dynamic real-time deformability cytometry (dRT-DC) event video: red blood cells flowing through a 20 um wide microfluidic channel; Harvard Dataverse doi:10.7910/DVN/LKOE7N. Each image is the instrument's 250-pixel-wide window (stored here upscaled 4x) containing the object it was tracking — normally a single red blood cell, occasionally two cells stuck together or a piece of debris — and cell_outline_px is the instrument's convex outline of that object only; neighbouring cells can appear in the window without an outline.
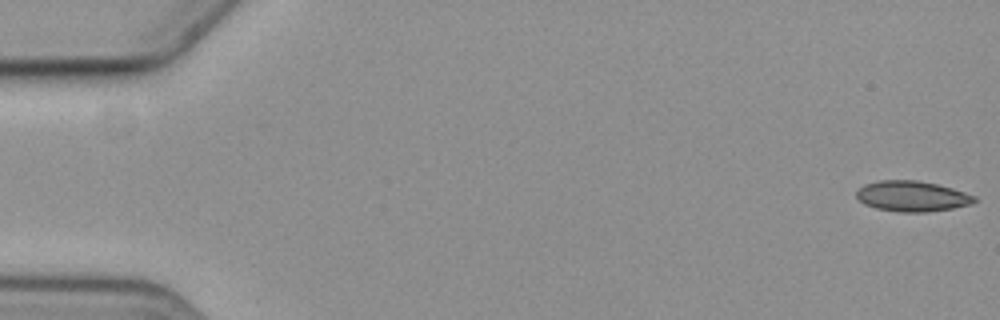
{"species": "common noctule bat (a hibernating species)", "species_latin": "Nyctalus noctula", "temperature_condition": "cold", "stored_images_in_passage": 7, "camera_frame_rate_fps": 3000, "um_per_image_px": 0.085, "animal": {"sex": "female", "body_mass_g": 19.3, "forearm_length_mm": 54.1}, "frame": {"image": 1, "passage_image": 1, "time_ms": 0.0, "image_size_px": [1000, 320], "cell_outline_px": [[976, 200], [968, 204], [952, 208], [924, 212], [900, 212], [876, 208], [864, 204], [856, 196], [856, 192], [864, 184], [880, 180], [916, 180], [936, 184], [952, 188], [976, 196]], "centroid_in_image_um": [77.49, 16.67], "position_along_channel_um": 7.5, "area_um2": 20.75}}
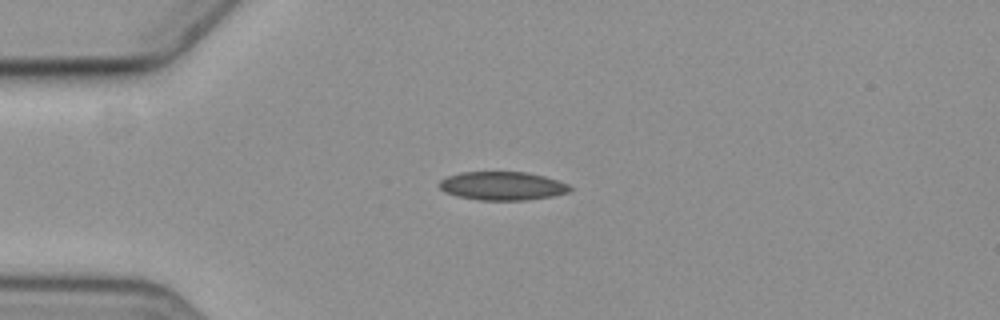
{"frame": {"image": 2, "passage_image": 5, "time_ms": 4.667, "image_size_px": [1000, 320], "cell_outline_px": [[572, 188], [568, 192], [552, 196], [524, 200], [480, 200], [460, 196], [444, 192], [436, 184], [440, 180], [448, 176], [460, 172], [528, 172], [544, 176], [568, 184]], "centroid_in_image_um": [42.67, 15.79], "position_along_channel_um": 42.3, "area_um2": 21.62}}
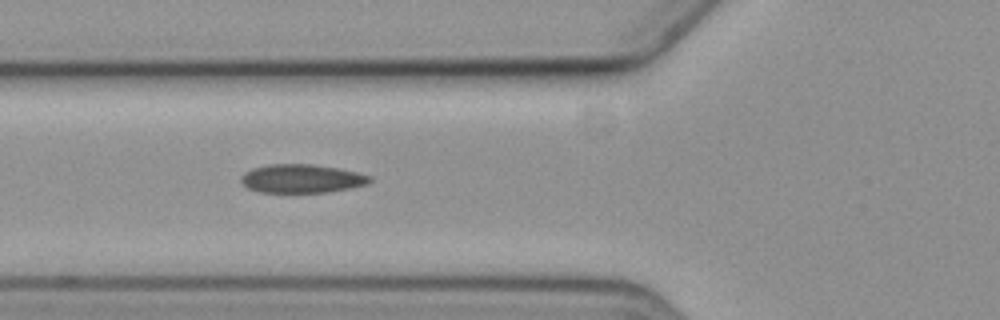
{"frame": {"image": 3, "passage_image": 7, "time_ms": 7.0, "image_size_px": [1000, 320], "cell_outline_px": [[372, 180], [368, 184], [352, 188], [328, 192], [260, 192], [248, 188], [240, 180], [240, 176], [244, 172], [252, 168], [268, 164], [312, 164], [336, 168], [356, 172], [372, 176]], "centroid_in_image_um": [25.65, 15.18], "position_along_channel_um": 100.2, "area_um2": 21.5}}